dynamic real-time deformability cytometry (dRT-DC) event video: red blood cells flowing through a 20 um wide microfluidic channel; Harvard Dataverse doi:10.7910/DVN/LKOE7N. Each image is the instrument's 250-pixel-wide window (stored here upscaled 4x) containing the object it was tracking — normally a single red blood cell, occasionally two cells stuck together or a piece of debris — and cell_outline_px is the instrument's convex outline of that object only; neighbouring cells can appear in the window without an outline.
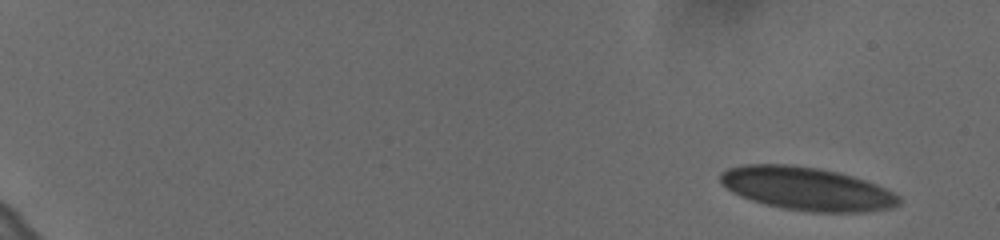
{"species": "human", "species_latin": "Homo sapiens", "temperature_condition": "cold", "stored_images_in_passage": 57, "camera_frame_rate_fps": 3000, "um_per_image_px": 0.085, "donor": {"sex": "female"}, "frame": {"image": 1, "passage_image": 1, "time_ms": 0.0, "image_size_px": [1000, 240], "cell_outline_px": [[900, 204], [892, 208], [868, 212], [812, 212], [784, 208], [764, 204], [740, 196], [732, 192], [720, 180], [720, 172], [728, 168], [744, 164], [788, 164], [820, 168], [852, 176], [876, 184], [900, 196]], "centroid_in_image_um": [68.59, 16.04], "position_along_channel_um": 16.4, "area_um2": 44.91}}
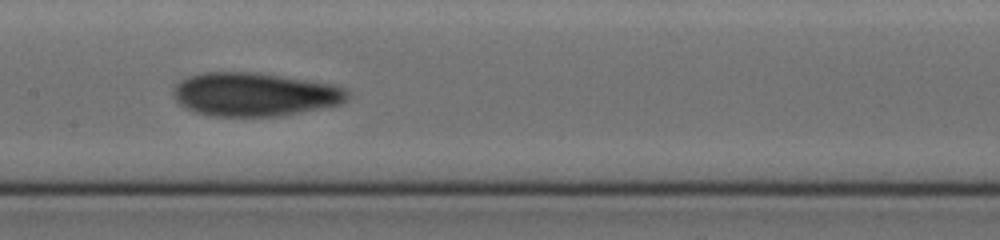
{"frame": {"image": 2, "passage_image": 31, "time_ms": 10.0, "image_size_px": [1000, 240], "cell_outline_px": [[352, 96], [348, 100], [340, 104], [280, 116], [212, 116], [196, 112], [184, 108], [172, 96], [172, 92], [176, 84], [180, 80], [204, 72], [260, 72], [336, 84], [348, 88]], "centroid_in_image_um": [21.7, 8.01], "position_along_channel_um": 185.7, "area_um2": 44.8}}
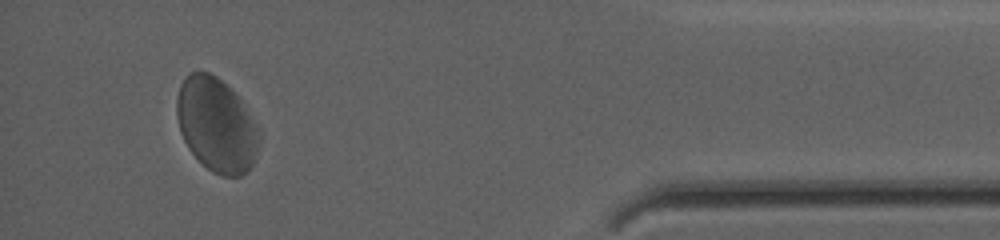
{"frame": {"image": 3, "passage_image": 54, "time_ms": 17.667, "image_size_px": [1000, 240], "cell_outline_px": [[260, 140], [256, 156], [252, 164], [240, 176], [224, 176], [212, 172], [188, 148], [180, 132], [176, 116], [176, 100], [180, 84], [184, 76], [188, 72], [208, 72], [216, 76], [232, 88], [236, 92], [248, 108], [260, 128]], "centroid_in_image_um": [18.41, 10.57], "position_along_channel_um": 416.8, "area_um2": 45.72}, "authors_computed_cell_mechanics": {"area_um2": 44.9106, "velocity_mm_per_s": 3.5435, "shape_relaxation_time_tau1_ms": null, "shape_relaxation_time_tau2_ms": 3.3428, "deformation_change_tau1": null, "deformation_change_tau2": 0.0849}}